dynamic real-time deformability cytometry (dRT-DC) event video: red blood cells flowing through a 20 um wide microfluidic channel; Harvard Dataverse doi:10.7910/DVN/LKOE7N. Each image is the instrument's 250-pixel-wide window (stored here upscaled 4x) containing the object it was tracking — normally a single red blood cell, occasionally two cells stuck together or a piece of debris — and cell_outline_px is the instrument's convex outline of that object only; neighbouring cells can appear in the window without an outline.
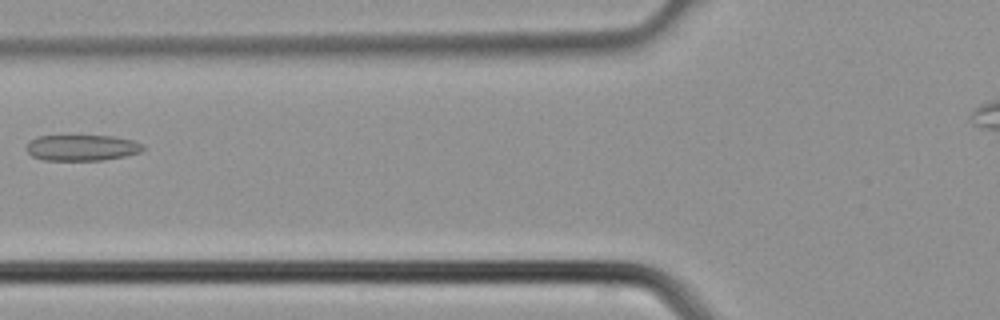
{"species": "common noctule bat (a hibernating species)", "species_latin": "Nyctalus noctula", "temperature_condition": "cold", "stored_images_in_passage": 3, "camera_frame_rate_fps": 3000, "um_per_image_px": 0.085, "animal": {"sex": "male", "body_mass_g": 21.5, "forearm_length_mm": 52.0}, "frame": {"image": 1, "passage_image": 3, "time_ms": 0.667, "image_size_px": [1000, 320], "cell_outline_px": [[144, 148], [140, 152], [124, 156], [104, 160], [44, 160], [32, 156], [24, 148], [28, 140], [36, 136], [112, 136], [132, 140], [144, 144]], "centroid_in_image_um": [6.92, 12.55], "position_along_channel_um": 118.9, "area_um2": 17.74}}